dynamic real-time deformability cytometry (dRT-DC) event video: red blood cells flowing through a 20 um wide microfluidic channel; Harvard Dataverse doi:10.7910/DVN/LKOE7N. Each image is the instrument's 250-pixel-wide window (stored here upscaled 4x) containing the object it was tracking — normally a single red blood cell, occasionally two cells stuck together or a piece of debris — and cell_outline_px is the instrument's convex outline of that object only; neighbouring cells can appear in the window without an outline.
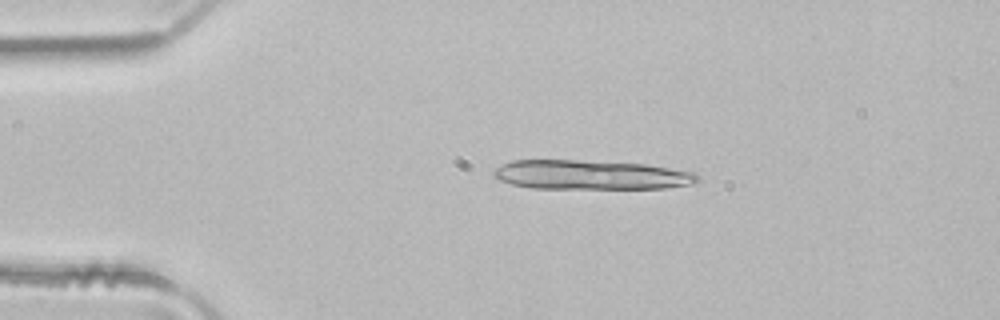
{"species": "common noctule bat (a hibernating species)", "species_latin": "Nyctalus noctula", "temperature_condition": "room temperature", "stored_images_in_passage": 2, "camera_frame_rate_fps": 3000, "um_per_image_px": 0.085, "animal": {"sex": "male", "body_mass_g": 21.5, "forearm_length_mm": 52.0}, "frame": {"image": 1, "passage_image": 1, "time_ms": 0.0, "image_size_px": [1000, 320], "cell_outline_px": [[700, 180], [692, 184], [664, 188], [532, 188], [512, 184], [500, 180], [492, 176], [492, 172], [496, 168], [512, 160], [576, 160], [644, 164], [696, 172], [700, 176]], "centroid_in_image_um": [50.24, 14.86], "position_along_channel_um": 34.8, "area_um2": 34.8}}